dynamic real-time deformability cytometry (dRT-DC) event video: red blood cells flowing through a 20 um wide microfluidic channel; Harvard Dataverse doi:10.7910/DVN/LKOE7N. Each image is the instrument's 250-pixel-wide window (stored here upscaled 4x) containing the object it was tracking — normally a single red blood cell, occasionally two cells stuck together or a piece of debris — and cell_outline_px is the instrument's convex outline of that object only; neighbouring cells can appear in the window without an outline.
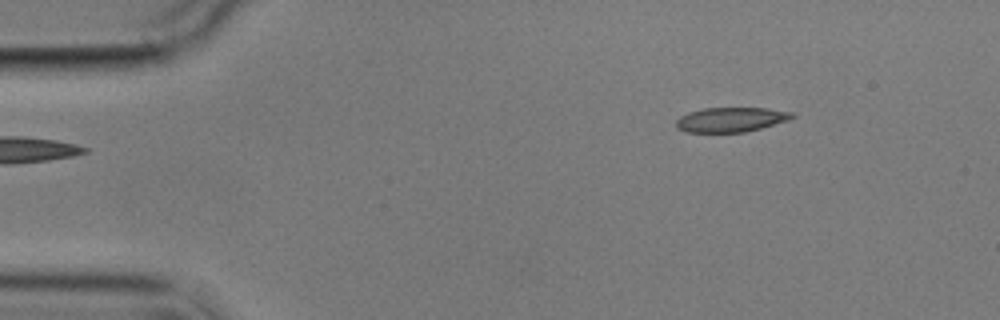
{"species": "common noctule bat (a hibernating species)", "species_latin": "Nyctalus noctula", "temperature_condition": "cold", "stored_images_in_passage": 6, "camera_frame_rate_fps": 3000, "um_per_image_px": 0.085, "animal": {"sex": "male", "body_mass_g": 17.9}, "frame": {"image": 1, "passage_image": 6, "time_ms": 5.667, "image_size_px": [1000, 320], "cell_outline_px": [[796, 116], [788, 120], [760, 128], [744, 132], [688, 132], [676, 128], [676, 120], [680, 116], [688, 112], [704, 108], [768, 108], [792, 112]], "centroid_in_image_um": [62.11, 10.16], "position_along_channel_um": 22.9, "area_um2": 16.59}}